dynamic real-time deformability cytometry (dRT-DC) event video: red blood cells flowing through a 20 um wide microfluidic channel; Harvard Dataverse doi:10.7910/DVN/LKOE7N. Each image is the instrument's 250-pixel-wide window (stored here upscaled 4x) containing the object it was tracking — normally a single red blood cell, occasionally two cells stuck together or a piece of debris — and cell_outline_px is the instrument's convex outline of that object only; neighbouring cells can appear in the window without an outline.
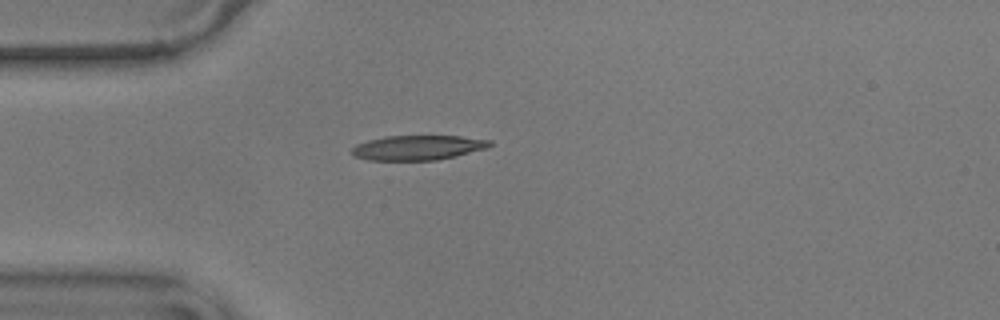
{"species": "common noctule bat (a hibernating species)", "species_latin": "Nyctalus noctula", "temperature_condition": "warm", "stored_images_in_passage": 42, "camera_frame_rate_fps": 3000, "um_per_image_px": 0.085, "animal": {"sex": "male", "body_mass_g": 17.9}, "frame": {"image": 1, "passage_image": 1, "time_ms": 0.0, "image_size_px": [1000, 320], "cell_outline_px": [[492, 144], [488, 148], [456, 156], [436, 160], [368, 160], [352, 156], [352, 148], [356, 144], [368, 140], [384, 136], [460, 136], [492, 140]], "centroid_in_image_um": [35.52, 12.55], "position_along_channel_um": 49.5, "area_um2": 20.0}}
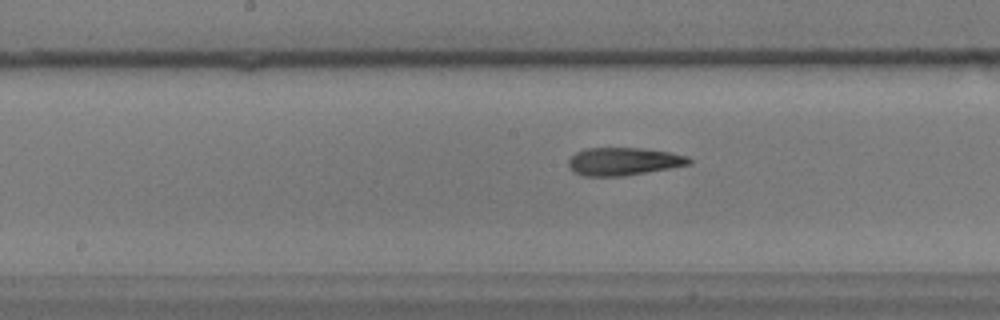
{"frame": {"image": 2, "passage_image": 14, "time_ms": 4.333, "image_size_px": [1000, 320], "cell_outline_px": [[692, 164], [624, 176], [584, 176], [568, 168], [568, 160], [576, 152], [584, 148], [644, 148], [668, 152], [688, 156], [692, 160]], "centroid_in_image_um": [53.0, 13.72], "position_along_channel_um": 195.2, "area_um2": 19.59}}
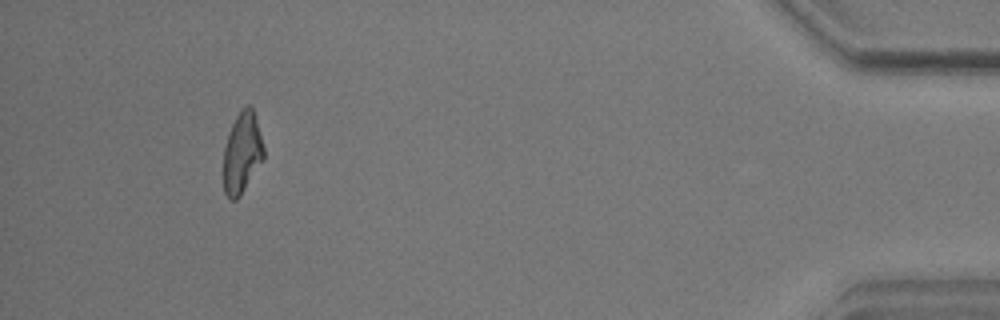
{"frame": {"image": 3, "passage_image": 38, "time_ms": 12.333, "image_size_px": [1000, 320], "cell_outline_px": [[264, 160], [240, 196], [236, 200], [232, 200], [224, 192], [224, 148], [232, 124], [236, 116], [248, 104], [252, 104], [264, 148]], "centroid_in_image_um": [20.6, 13.0], "position_along_channel_um": 414.6, "area_um2": 18.9}, "authors_computed_cell_mechanics": {"area_um2": 19.5364, "velocity_mm_per_s": 3.5898, "shape_relaxation_time_tau1_ms": null, "shape_relaxation_time_tau2_ms": 4.783, "deformation_change_tau1": null, "deformation_change_tau2": 0.1243}}